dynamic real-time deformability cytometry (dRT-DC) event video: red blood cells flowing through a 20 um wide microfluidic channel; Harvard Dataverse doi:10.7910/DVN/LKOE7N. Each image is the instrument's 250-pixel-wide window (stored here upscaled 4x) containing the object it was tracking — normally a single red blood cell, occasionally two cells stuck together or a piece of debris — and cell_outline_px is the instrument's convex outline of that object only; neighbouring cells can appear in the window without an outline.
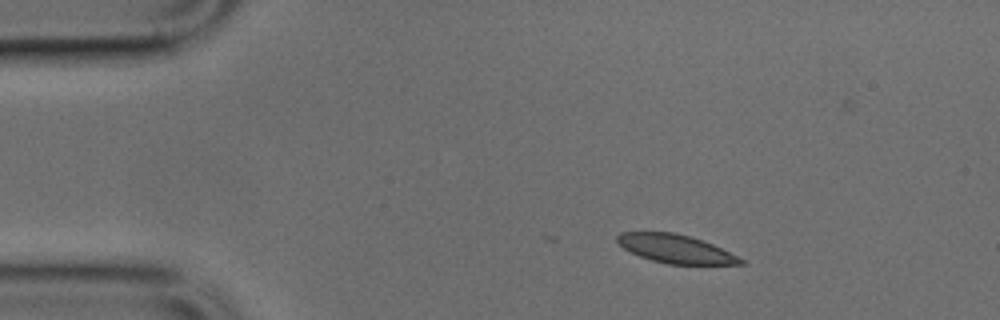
{"species": "common noctule bat (a hibernating species)", "species_latin": "Nyctalus noctula", "temperature_condition": "cold", "stored_images_in_passage": 20, "camera_frame_rate_fps": 3000, "um_per_image_px": 0.085, "animal": {"sex": "male", "body_mass_g": 17.9, "forearm_length_mm": 54.2}, "frame": {"image": 1, "passage_image": 1, "time_ms": 0.0, "image_size_px": [1000, 320], "cell_outline_px": [[744, 264], [668, 264], [652, 260], [640, 256], [624, 248], [616, 240], [616, 236], [620, 232], [672, 232], [688, 236], [712, 244], [744, 260]], "centroid_in_image_um": [57.38, 21.14], "position_along_channel_um": 27.6, "area_um2": 20.0}}
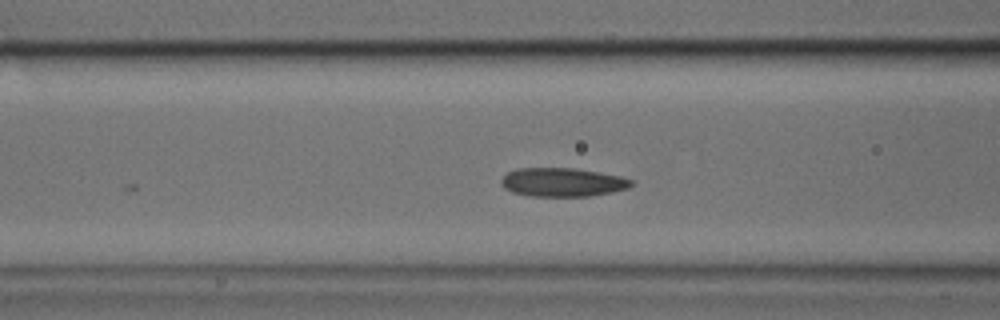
{"frame": {"image": 2, "passage_image": 12, "time_ms": 3.667, "image_size_px": [1000, 320], "cell_outline_px": [[636, 180], [628, 188], [612, 192], [588, 196], [532, 196], [512, 192], [504, 188], [500, 184], [500, 180], [508, 172], [516, 168], [576, 168], [620, 176]], "centroid_in_image_um": [47.81, 15.48], "position_along_channel_um": 118.8, "area_um2": 21.85}}
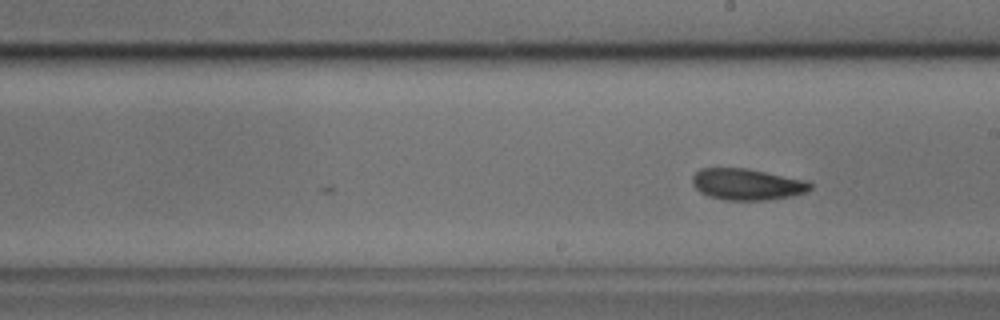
{"frame": {"image": 3, "passage_image": 20, "time_ms": 6.333, "image_size_px": [1000, 320], "cell_outline_px": [[812, 188], [804, 192], [792, 196], [764, 200], [724, 200], [708, 196], [700, 192], [692, 184], [692, 176], [700, 168], [748, 168], [808, 180], [812, 184]], "centroid_in_image_um": [63.5, 15.66], "position_along_channel_um": 225.5, "area_um2": 21.73}}